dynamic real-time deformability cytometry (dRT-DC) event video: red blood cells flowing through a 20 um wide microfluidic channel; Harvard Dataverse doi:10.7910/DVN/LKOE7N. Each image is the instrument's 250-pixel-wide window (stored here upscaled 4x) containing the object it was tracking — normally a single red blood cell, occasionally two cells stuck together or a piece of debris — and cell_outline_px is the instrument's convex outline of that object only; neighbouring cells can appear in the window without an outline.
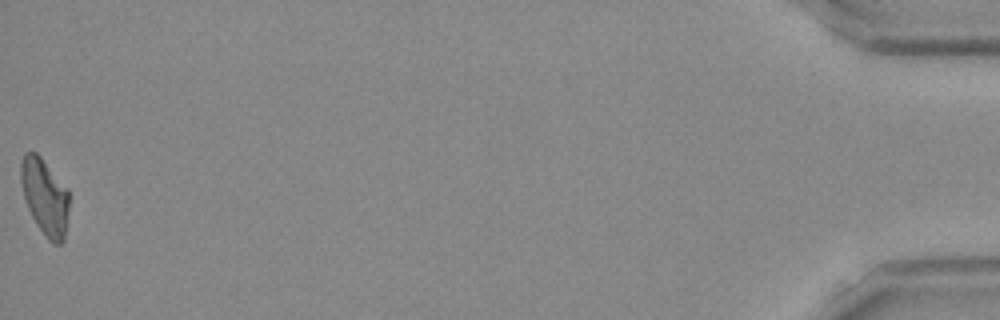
{"species": "Egyptian fruit bat (a non-hibernating species)", "species_latin": "Rousettus aegyptiacus", "temperature_condition": "room temperature", "stored_images_in_passage": 50, "camera_frame_rate_fps": 3000, "um_per_image_px": 0.085, "frame": {"image": 1, "passage_image": 50, "time_ms": 16.333, "image_size_px": [1000, 320], "cell_outline_px": [[68, 208], [64, 240], [60, 244], [52, 244], [48, 240], [36, 224], [28, 208], [20, 184], [20, 164], [24, 152], [36, 152], [40, 156], [68, 188]], "centroid_in_image_um": [3.8, 16.71], "position_along_channel_um": 431.4, "area_um2": 21.5}}